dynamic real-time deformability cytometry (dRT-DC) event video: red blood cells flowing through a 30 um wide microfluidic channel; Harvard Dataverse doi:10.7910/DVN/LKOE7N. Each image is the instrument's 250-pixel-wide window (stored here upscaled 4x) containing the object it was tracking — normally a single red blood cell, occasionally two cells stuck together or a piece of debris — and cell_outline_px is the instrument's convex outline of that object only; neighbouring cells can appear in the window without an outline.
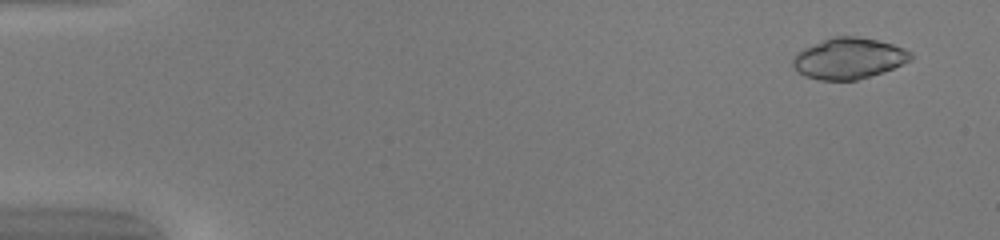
{"species": "common noctule bat (a hibernating species)", "species_latin": "Nyctalus noctula", "temperature_condition": "warm", "stored_images_in_passage": 42, "camera_frame_rate_fps": 3000, "um_per_image_px": 0.085, "animal": {"sex": "female", "body_mass_g": 20.0, "forearm_length_mm": 54.0}, "frame": {"image": 1, "passage_image": 3, "time_ms": 0.667, "image_size_px": [1000, 240], "cell_outline_px": [[912, 60], [884, 72], [856, 80], [820, 80], [804, 76], [792, 64], [792, 60], [804, 48], [832, 36], [856, 36], [876, 40], [892, 44], [904, 48], [912, 52]], "centroid_in_image_um": [72.18, 4.97], "position_along_channel_um": 12.8, "area_um2": 27.98}}
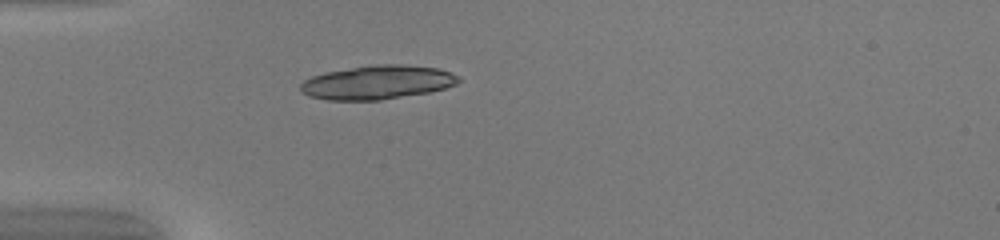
{"frame": {"image": 2, "passage_image": 15, "time_ms": 4.667, "image_size_px": [1000, 240], "cell_outline_px": [[460, 80], [456, 84], [444, 88], [428, 92], [380, 100], [328, 100], [308, 96], [300, 92], [300, 84], [304, 80], [312, 76], [324, 72], [376, 64], [400, 64], [440, 68], [460, 76]], "centroid_in_image_um": [32.06, 6.99], "position_along_channel_um": 52.9, "area_um2": 31.27}}